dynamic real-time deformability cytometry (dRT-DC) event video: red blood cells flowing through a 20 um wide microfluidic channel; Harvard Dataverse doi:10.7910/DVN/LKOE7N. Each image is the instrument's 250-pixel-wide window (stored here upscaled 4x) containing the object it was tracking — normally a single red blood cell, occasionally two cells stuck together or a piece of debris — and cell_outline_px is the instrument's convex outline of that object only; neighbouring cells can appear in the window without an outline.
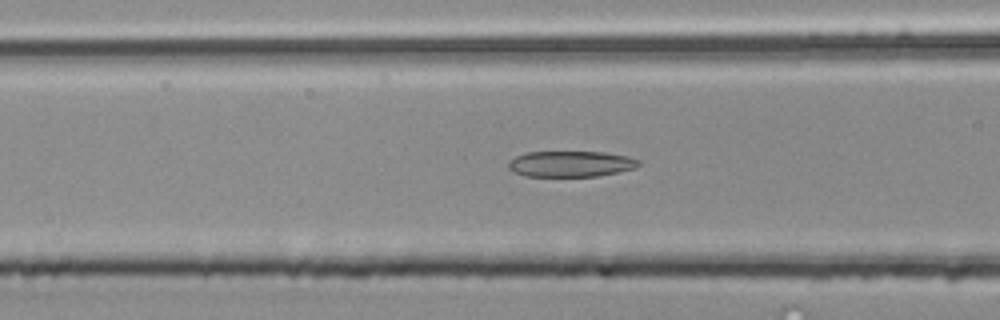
{"species": "common noctule bat (a hibernating species)", "species_latin": "Nyctalus noctula", "temperature_condition": "room temperature", "stored_images_in_passage": 54, "camera_frame_rate_fps": 3000, "um_per_image_px": 0.085, "animal": {"sex": "male", "body_mass_g": 20.4}, "frame": {"image": 1, "passage_image": 22, "time_ms": 7.0, "image_size_px": [1000, 320], "cell_outline_px": [[640, 164], [636, 168], [600, 176], [524, 176], [512, 172], [508, 168], [508, 160], [516, 156], [528, 152], [604, 152], [628, 156], [640, 160]], "centroid_in_image_um": [48.51, 13.93], "position_along_channel_um": 118.1, "area_um2": 19.83}}
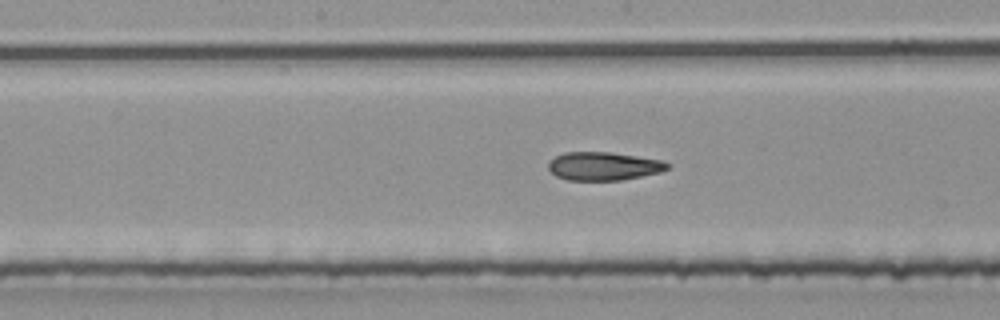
{"frame": {"image": 2, "passage_image": 28, "time_ms": 9.0, "image_size_px": [1000, 320], "cell_outline_px": [[672, 164], [668, 168], [660, 172], [620, 180], [568, 180], [556, 176], [548, 168], [548, 164], [556, 156], [564, 152], [612, 152], [664, 160]], "centroid_in_image_um": [51.34, 14.11], "position_along_channel_um": 196.9, "area_um2": 19.65}}
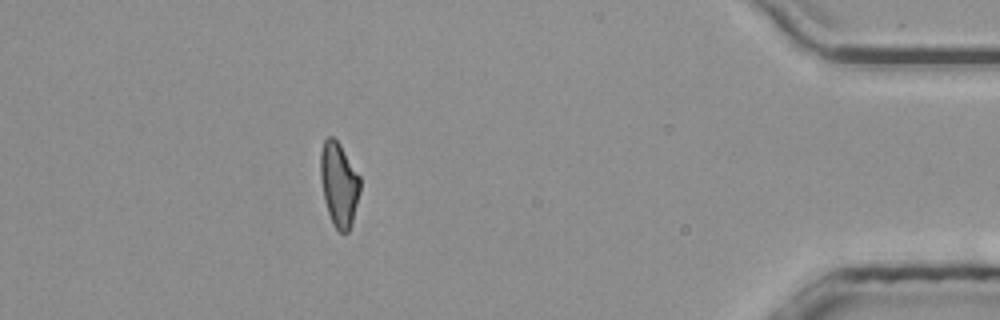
{"frame": {"image": 3, "passage_image": 48, "time_ms": 15.667, "image_size_px": [1000, 320], "cell_outline_px": [[360, 192], [352, 224], [348, 232], [340, 232], [332, 224], [324, 200], [320, 176], [320, 152], [324, 140], [328, 136], [332, 136], [340, 144], [360, 176]], "centroid_in_image_um": [28.81, 15.67], "position_along_channel_um": 406.4, "area_um2": 19.54}, "authors_computed_cell_mechanics": {"area_um2": 20.3745, "velocity_mm_per_s": 3.9317, "shape_relaxation_time_tau1_ms": 8.2362, "shape_relaxation_time_tau2_ms": 3.3783, "deformation_change_tau1": 0.1752, "deformation_change_tau2": 0.1288}}